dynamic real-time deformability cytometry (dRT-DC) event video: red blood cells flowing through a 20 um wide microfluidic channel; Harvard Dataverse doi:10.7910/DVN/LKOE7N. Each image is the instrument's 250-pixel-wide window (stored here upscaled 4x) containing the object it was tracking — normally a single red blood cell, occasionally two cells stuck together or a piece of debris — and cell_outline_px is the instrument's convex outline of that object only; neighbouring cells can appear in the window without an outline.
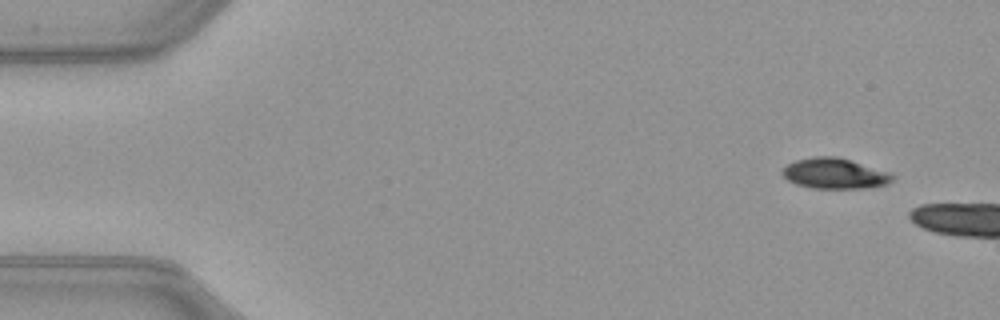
{"species": "common noctule bat (a hibernating species)", "species_latin": "Nyctalus noctula", "temperature_condition": "warm", "stored_images_in_passage": 5, "camera_frame_rate_fps": 3000, "um_per_image_px": 0.085, "animal": {"sex": "female", "body_mass_g": 21.9}, "frame": {"image": 1, "passage_image": 1, "time_ms": 0.0, "image_size_px": [1000, 320], "cell_outline_px": [[896, 176], [888, 184], [864, 188], [812, 188], [796, 184], [788, 180], [780, 172], [788, 164], [796, 160], [816, 156], [836, 156], [892, 172]], "centroid_in_image_um": [70.98, 14.74], "position_along_channel_um": 14.0, "area_um2": 19.65}}